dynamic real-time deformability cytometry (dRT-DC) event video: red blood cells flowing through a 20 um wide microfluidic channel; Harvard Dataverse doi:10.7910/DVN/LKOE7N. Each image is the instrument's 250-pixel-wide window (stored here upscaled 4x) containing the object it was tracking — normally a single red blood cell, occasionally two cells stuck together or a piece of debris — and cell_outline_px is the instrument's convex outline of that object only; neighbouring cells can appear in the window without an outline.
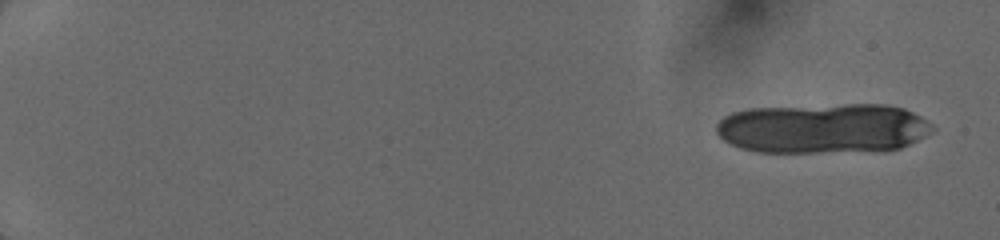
{"species": "human", "species_latin": "Homo sapiens", "temperature_condition": "cold", "stored_images_in_passage": 12, "camera_frame_rate_fps": 3000, "um_per_image_px": 0.085, "donor": {"sex": "female"}, "frame": {"image": 1, "passage_image": 1, "time_ms": 0.0, "image_size_px": [1000, 240], "cell_outline_px": [[936, 128], [928, 136], [900, 148], [816, 152], [756, 152], [740, 148], [724, 140], [716, 132], [716, 124], [724, 116], [732, 112], [748, 108], [844, 104], [884, 104], [904, 108], [920, 116], [932, 124]], "centroid_in_image_um": [69.96, 10.89], "position_along_channel_um": 15.0, "area_um2": 63.0}}
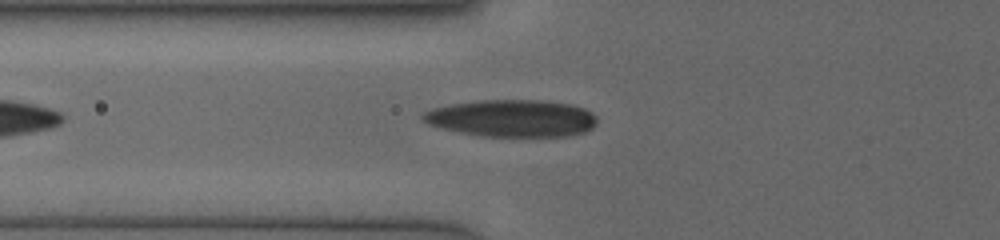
{"frame": {"image": 2, "passage_image": 10, "time_ms": 6.667, "image_size_px": [1000, 240], "cell_outline_px": [[596, 124], [592, 128], [584, 132], [568, 136], [480, 136], [460, 132], [428, 124], [420, 120], [420, 116], [424, 112], [432, 108], [452, 104], [476, 100], [544, 100], [572, 104], [584, 108], [592, 112], [596, 116]], "centroid_in_image_um": [43.52, 10.04], "position_along_channel_um": 82.3, "area_um2": 37.86}}
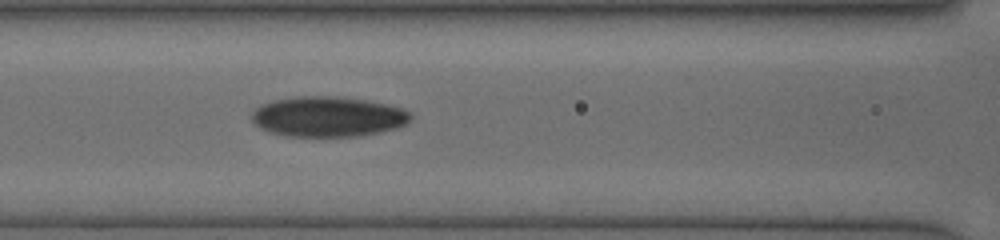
{"frame": {"image": 3, "passage_image": 12, "time_ms": 8.0, "image_size_px": [1000, 240], "cell_outline_px": [[412, 120], [396, 128], [380, 132], [360, 136], [284, 136], [268, 132], [260, 128], [252, 120], [252, 112], [260, 104], [272, 100], [296, 96], [336, 96], [368, 100], [388, 104], [412, 112]], "centroid_in_image_um": [27.87, 9.91], "position_along_channel_um": 138.7, "area_um2": 37.63}}